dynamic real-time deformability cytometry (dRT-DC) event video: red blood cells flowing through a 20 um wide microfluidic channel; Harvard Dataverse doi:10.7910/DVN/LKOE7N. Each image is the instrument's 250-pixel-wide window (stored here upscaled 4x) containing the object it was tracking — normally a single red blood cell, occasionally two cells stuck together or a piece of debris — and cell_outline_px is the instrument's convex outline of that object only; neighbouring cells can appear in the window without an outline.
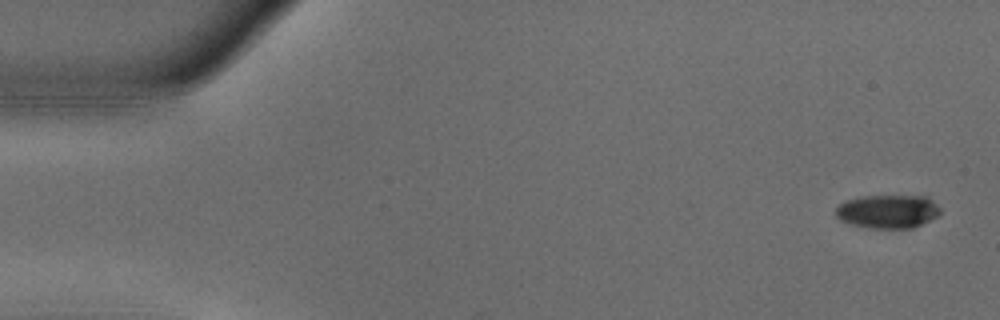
{"species": "common noctule bat (a hibernating species)", "species_latin": "Nyctalus noctula", "temperature_condition": "warm", "stored_images_in_passage": 53, "camera_frame_rate_fps": 3000, "um_per_image_px": 0.085, "animal": {"sex": "male", "body_mass_g": 18.8}, "frame": {"image": 1, "passage_image": 1, "time_ms": 0.0, "image_size_px": [1000, 320], "cell_outline_px": [[940, 212], [936, 216], [912, 228], [872, 228], [852, 224], [840, 220], [836, 216], [836, 208], [840, 204], [848, 200], [864, 196], [928, 196], [940, 208]], "centroid_in_image_um": [75.46, 17.97], "position_along_channel_um": 9.5, "area_um2": 20.11}}
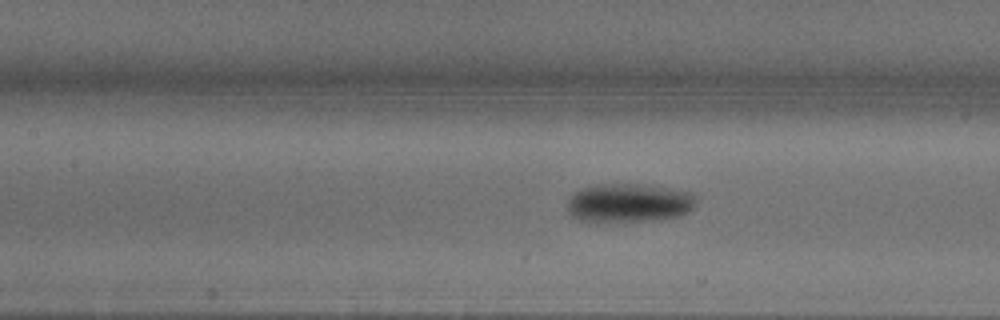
{"frame": {"image": 2, "passage_image": 23, "time_ms": 7.333, "image_size_px": [1000, 320], "cell_outline_px": [[692, 208], [688, 212], [680, 216], [652, 220], [604, 224], [596, 224], [576, 220], [568, 212], [568, 200], [580, 188], [596, 184], [636, 184], [692, 192]], "centroid_in_image_um": [53.33, 17.3], "position_along_channel_um": 154.1, "area_um2": 29.48}}
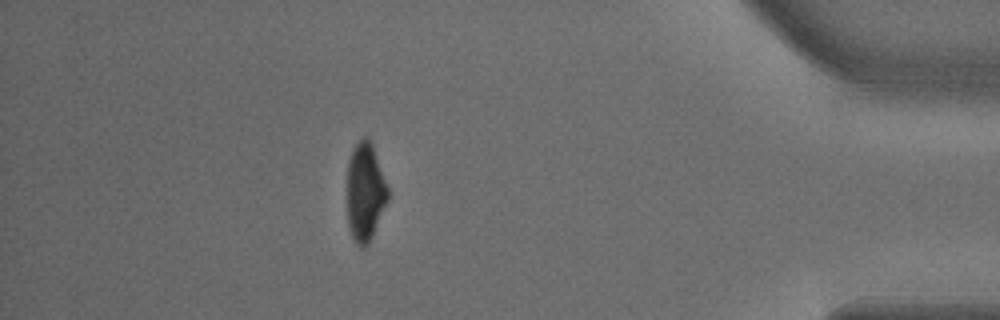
{"frame": {"image": 3, "passage_image": 47, "time_ms": 15.333, "image_size_px": [1000, 320], "cell_outline_px": [[388, 200], [372, 236], [368, 244], [364, 248], [360, 248], [356, 244], [348, 228], [348, 160], [356, 144], [364, 136], [368, 136], [372, 144], [388, 188]], "centroid_in_image_um": [31.04, 16.35], "position_along_channel_um": 404.2, "area_um2": 23.12}, "authors_computed_cell_mechanics": {"area_um2": 25.2008, "velocity_mm_per_s": 3.7103, "shape_relaxation_time_tau1_ms": 3.1605, "shape_relaxation_time_tau2_ms": 4.076, "deformation_change_tau1": 0.1665, "deformation_change_tau2": 0.077}}